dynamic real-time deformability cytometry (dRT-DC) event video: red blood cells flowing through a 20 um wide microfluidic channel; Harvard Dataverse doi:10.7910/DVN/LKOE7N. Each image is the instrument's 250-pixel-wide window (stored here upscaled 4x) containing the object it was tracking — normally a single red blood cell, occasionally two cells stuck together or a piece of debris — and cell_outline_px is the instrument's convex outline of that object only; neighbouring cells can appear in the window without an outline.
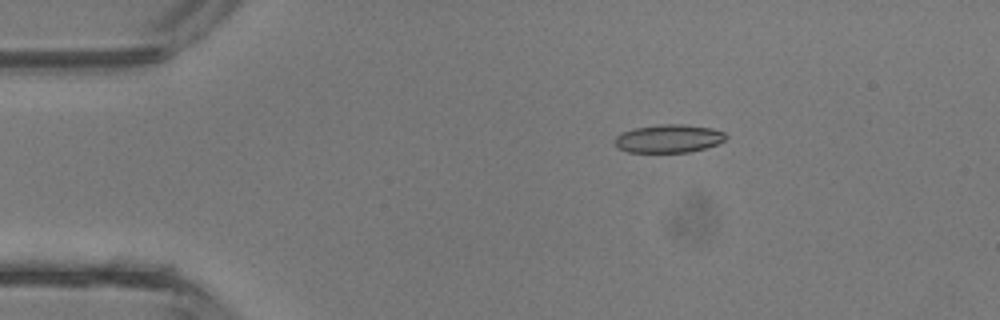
{"species": "common noctule bat (a hibernating species)", "species_latin": "Nyctalus noctula", "temperature_condition": "room temperature", "stored_images_in_passage": 14, "camera_frame_rate_fps": 3000, "um_per_image_px": 0.085, "animal": {"sex": "male", "body_mass_g": 13.3}, "frame": {"image": 1, "passage_image": 1, "time_ms": 0.0, "image_size_px": [1000, 320], "cell_outline_px": [[728, 136], [724, 140], [716, 144], [704, 148], [688, 152], [628, 152], [616, 148], [612, 140], [620, 132], [636, 128], [660, 124], [684, 124], [712, 128], [724, 132]], "centroid_in_image_um": [56.78, 11.77], "position_along_channel_um": 28.2, "area_um2": 18.38}}
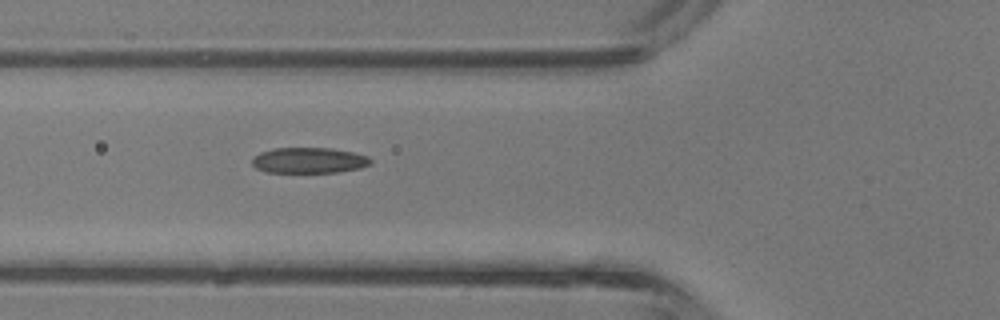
{"frame": {"image": 2, "passage_image": 9, "time_ms": 2.667, "image_size_px": [1000, 320], "cell_outline_px": [[372, 164], [360, 168], [336, 172], [264, 172], [256, 168], [252, 164], [252, 160], [260, 152], [272, 148], [332, 148], [352, 152], [368, 156], [372, 160]], "centroid_in_image_um": [26.27, 13.63], "position_along_channel_um": 99.5, "area_um2": 17.74}}
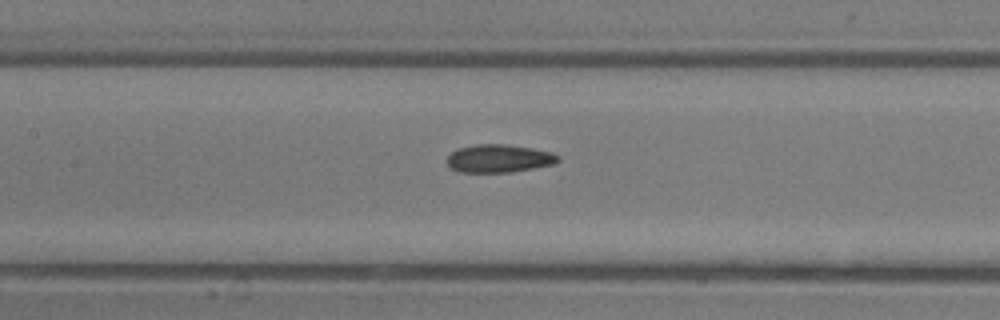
{"frame": {"image": 3, "passage_image": 13, "time_ms": 4.0, "image_size_px": [1000, 320], "cell_outline_px": [[560, 160], [552, 164], [512, 172], [460, 172], [452, 168], [448, 164], [448, 156], [452, 152], [460, 148], [476, 144], [504, 144], [532, 148], [552, 152], [560, 156]], "centroid_in_image_um": [42.43, 13.47], "position_along_channel_um": 165.0, "area_um2": 17.92}}